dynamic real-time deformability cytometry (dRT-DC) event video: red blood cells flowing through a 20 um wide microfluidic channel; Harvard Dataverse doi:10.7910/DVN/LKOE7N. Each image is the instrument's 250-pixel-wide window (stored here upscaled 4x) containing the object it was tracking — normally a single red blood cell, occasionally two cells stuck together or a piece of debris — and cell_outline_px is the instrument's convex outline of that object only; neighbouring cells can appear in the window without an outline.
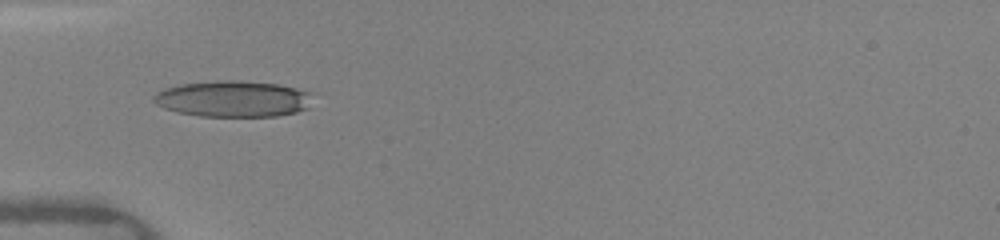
{"species": "human", "species_latin": "Homo sapiens", "temperature_condition": "warm", "stored_images_in_passage": 33, "camera_frame_rate_fps": 3000, "um_per_image_px": 0.085, "donor": {"sex": "female"}, "frame": {"image": 1, "passage_image": 1, "time_ms": 0.0, "image_size_px": [1000, 240], "cell_outline_px": [[308, 108], [296, 112], [276, 116], [200, 116], [176, 112], [164, 108], [156, 104], [152, 100], [152, 96], [156, 92], [164, 88], [180, 84], [216, 80], [240, 80], [276, 84], [296, 88], [308, 92]], "centroid_in_image_um": [19.72, 8.4], "position_along_channel_um": 65.3, "area_um2": 33.47}}
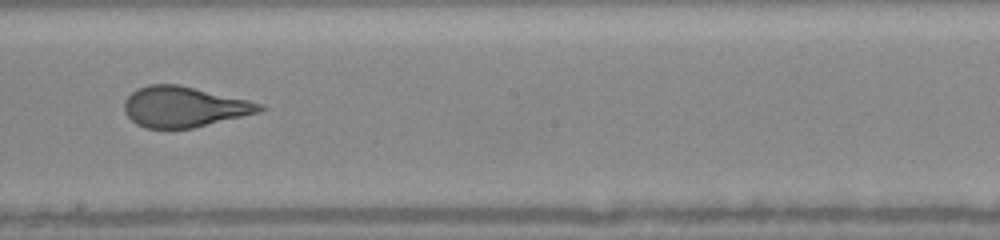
{"frame": {"image": 2, "passage_image": 13, "time_ms": 4.0, "image_size_px": [1000, 240], "cell_outline_px": [[268, 108], [260, 112], [192, 128], [144, 128], [136, 124], [124, 112], [124, 100], [132, 92], [148, 84], [180, 84], [248, 100], [264, 104]], "centroid_in_image_um": [15.65, 9.07], "position_along_channel_um": 232.5, "area_um2": 32.02}}
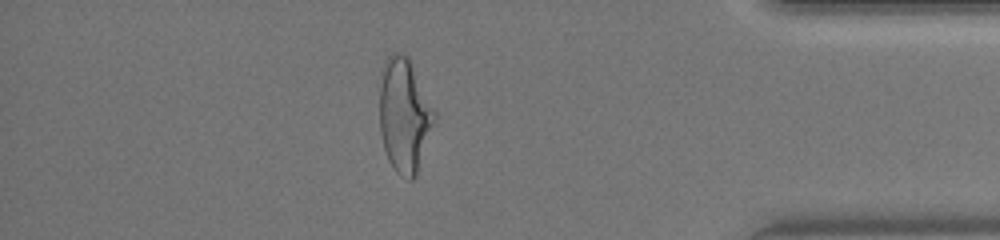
{"frame": {"image": 3, "passage_image": 27, "time_ms": 8.667, "image_size_px": [1000, 240], "cell_outline_px": [[436, 124], [416, 176], [412, 180], [408, 180], [400, 176], [392, 168], [388, 160], [384, 148], [380, 132], [380, 84], [384, 60], [392, 52], [400, 52], [408, 56], [436, 112]], "centroid_in_image_um": [34.39, 9.83], "position_along_channel_um": 400.8, "area_um2": 37.05}, "authors_computed_cell_mechanics": {"area_um2": 32.368, "velocity_mm_per_s": 4.2243, "shape_relaxation_time_tau1_ms": 5.7241, "shape_relaxation_time_tau2_ms": null, "deformation_change_tau1": 0.2166, "deformation_change_tau2": null}}